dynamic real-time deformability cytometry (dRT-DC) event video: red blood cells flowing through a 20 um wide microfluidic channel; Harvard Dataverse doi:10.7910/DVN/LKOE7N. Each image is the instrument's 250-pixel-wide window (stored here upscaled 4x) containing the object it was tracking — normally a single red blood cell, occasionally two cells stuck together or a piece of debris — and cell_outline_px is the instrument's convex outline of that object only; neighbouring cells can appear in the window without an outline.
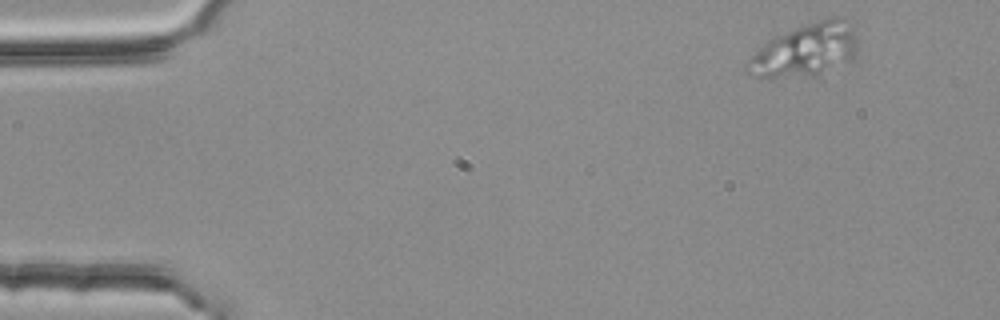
{"species": "common noctule bat (a hibernating species)", "species_latin": "Nyctalus noctula", "temperature_condition": "room temperature", "stored_images_in_passage": 5, "camera_frame_rate_fps": 3000, "um_per_image_px": 0.085, "animal": {"sex": "female", "body_mass_g": 25.1}, "frame": {"image": 1, "passage_image": 1, "time_ms": 0.0, "image_size_px": [1000, 320], "cell_outline_px": [[856, 48], [852, 60], [820, 76], [752, 76], [744, 68], [744, 64], [772, 36], [832, 16], [844, 16], [852, 28], [856, 40]], "centroid_in_image_um": [68.49, 4.26], "position_along_channel_um": 16.5, "area_um2": 33.76}}
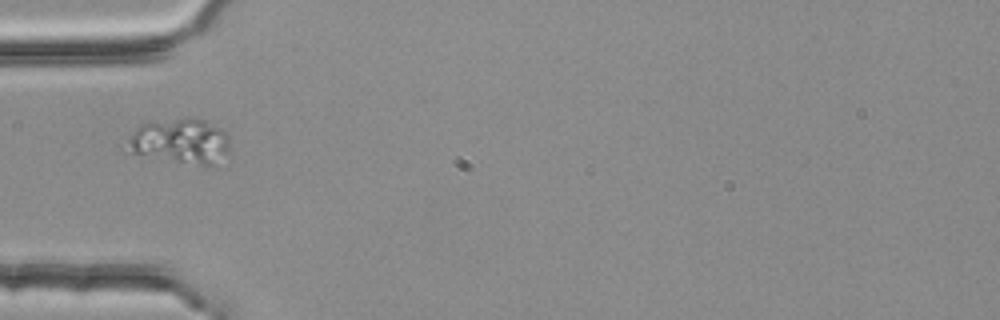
{"frame": {"image": 2, "passage_image": 4, "time_ms": 1.0, "image_size_px": [1000, 320], "cell_outline_px": [[232, 148], [228, 152], [212, 164], [204, 164], [120, 152], [120, 148], [136, 128], [140, 124], [184, 116], [196, 116], [212, 120], [228, 136]], "centroid_in_image_um": [15.27, 11.92], "position_along_channel_um": 69.7, "area_um2": 27.63}}
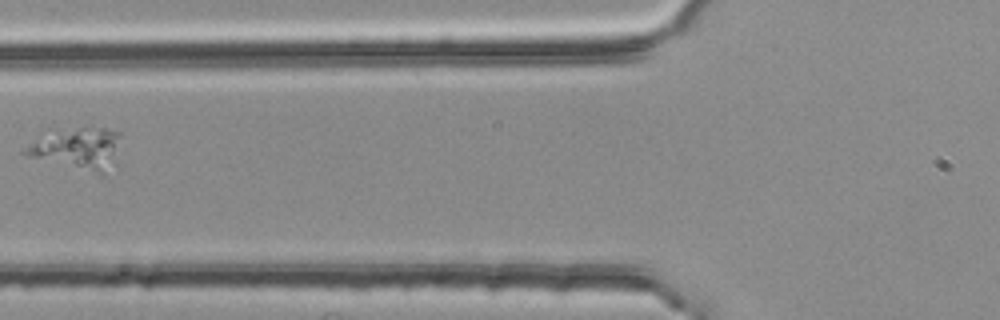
{"frame": {"image": 3, "passage_image": 5, "time_ms": 1.333, "image_size_px": [1000, 320], "cell_outline_px": [[120, 136], [108, 168], [104, 176], [28, 156], [20, 152], [20, 148], [52, 128], [104, 128], [120, 132]], "centroid_in_image_um": [6.43, 12.59], "position_along_channel_um": 119.4, "area_um2": 23.18}}